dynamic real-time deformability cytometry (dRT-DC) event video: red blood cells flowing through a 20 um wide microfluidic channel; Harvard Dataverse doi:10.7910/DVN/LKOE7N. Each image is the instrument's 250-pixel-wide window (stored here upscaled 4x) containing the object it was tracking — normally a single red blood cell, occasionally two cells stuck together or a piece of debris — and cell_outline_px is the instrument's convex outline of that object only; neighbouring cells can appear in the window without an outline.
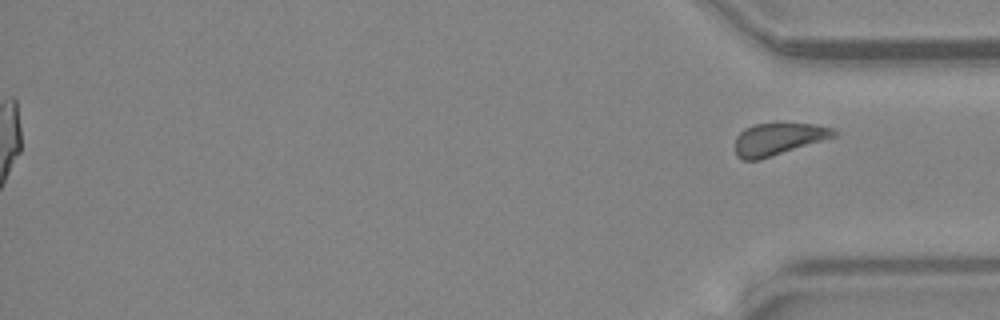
{"species": "common noctule bat (a hibernating species)", "species_latin": "Nyctalus noctula", "temperature_condition": "warm", "stored_images_in_passage": 39, "segment_of_instrument_passage": [2, 2], "camera_frame_rate_fps": 3000, "um_per_image_px": 0.085, "animal": {"sex": "female", "body_mass_g": 24.6, "forearm_length_mm": 56.2}, "frame": {"image": 1, "passage_image": 39, "time_ms": 12.667, "image_size_px": [1000, 320], "cell_outline_px": [[836, 136], [760, 160], [744, 160], [736, 156], [736, 136], [744, 128], [756, 124], [816, 124], [832, 128], [836, 132]], "centroid_in_image_um": [66.13, 11.83], "position_along_channel_um": 369.1, "area_um2": 18.26}}